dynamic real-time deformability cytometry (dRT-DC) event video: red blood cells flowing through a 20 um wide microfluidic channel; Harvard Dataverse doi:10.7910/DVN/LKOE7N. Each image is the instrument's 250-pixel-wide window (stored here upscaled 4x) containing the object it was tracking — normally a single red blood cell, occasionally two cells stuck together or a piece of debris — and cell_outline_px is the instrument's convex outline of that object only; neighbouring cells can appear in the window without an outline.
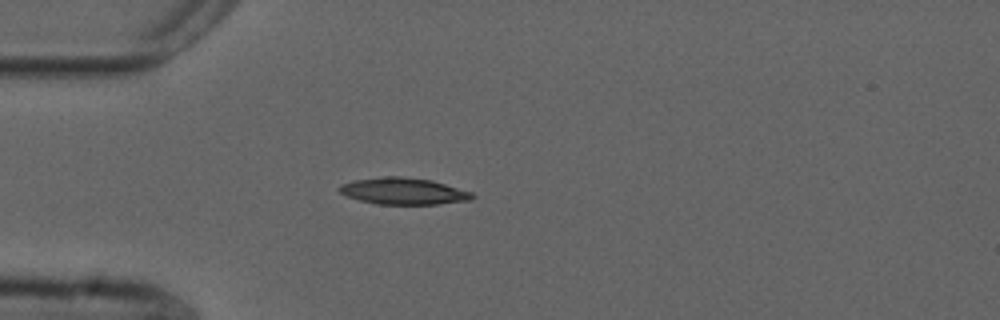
{"species": "common noctule bat (a hibernating species)", "species_latin": "Nyctalus noctula", "temperature_condition": "cold", "stored_images_in_passage": 5, "camera_frame_rate_fps": 3000, "um_per_image_px": 0.085, "animal": {"sex": "male", "forearm_length_mm": 52.5}, "frame": {"image": 1, "passage_image": 5, "time_ms": 1.333, "image_size_px": [1000, 320], "cell_outline_px": [[476, 196], [472, 200], [436, 204], [376, 204], [360, 200], [348, 196], [340, 192], [336, 188], [340, 184], [356, 180], [384, 176], [400, 176], [432, 180], [472, 192]], "centroid_in_image_um": [34.31, 16.24], "position_along_channel_um": 50.7, "area_um2": 20.63}}